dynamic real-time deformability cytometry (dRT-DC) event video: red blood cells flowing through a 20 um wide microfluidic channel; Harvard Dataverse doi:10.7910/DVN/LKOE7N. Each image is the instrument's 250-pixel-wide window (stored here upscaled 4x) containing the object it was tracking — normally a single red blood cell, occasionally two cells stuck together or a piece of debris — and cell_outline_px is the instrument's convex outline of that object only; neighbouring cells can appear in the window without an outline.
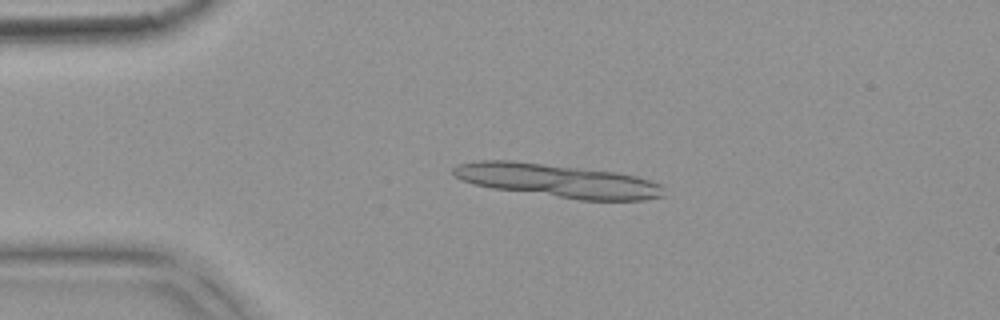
{"species": "common noctule bat (a hibernating species)", "species_latin": "Nyctalus noctula", "temperature_condition": "warm", "stored_images_in_passage": 6, "segment_of_instrument_passage": [1, 2], "camera_frame_rate_fps": 3000, "um_per_image_px": 0.085, "animal": {"sex": "female", "body_mass_g": 18.4}, "frame": {"image": 1, "passage_image": 3, "time_ms": 0.667, "image_size_px": [1000, 320], "cell_outline_px": [[664, 196], [644, 200], [580, 200], [492, 188], [472, 184], [460, 180], [452, 172], [452, 168], [456, 164], [476, 160], [512, 160], [616, 172], [636, 176], [660, 184]], "centroid_in_image_um": [47.32, 15.35], "position_along_channel_um": 37.7, "area_um2": 40.86}}